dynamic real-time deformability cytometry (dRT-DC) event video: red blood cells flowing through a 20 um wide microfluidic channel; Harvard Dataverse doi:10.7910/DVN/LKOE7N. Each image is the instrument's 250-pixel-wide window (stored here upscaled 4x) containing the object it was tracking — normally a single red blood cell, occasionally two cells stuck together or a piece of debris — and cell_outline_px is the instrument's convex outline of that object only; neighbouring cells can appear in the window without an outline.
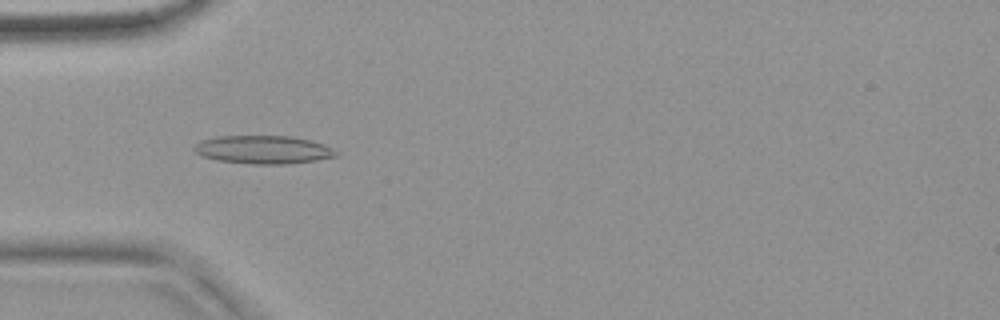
{"species": "common noctule bat (a hibernating species)", "species_latin": "Nyctalus noctula", "temperature_condition": "warm", "stored_images_in_passage": 45, "camera_frame_rate_fps": 3000, "um_per_image_px": 0.085, "animal": {"sex": "female", "body_mass_g": 18.4}, "frame": {"image": 1, "passage_image": 8, "time_ms": 2.333, "image_size_px": [1000, 320], "cell_outline_px": [[340, 156], [316, 160], [288, 164], [252, 164], [216, 160], [204, 156], [196, 152], [192, 148], [200, 140], [216, 136], [292, 136], [312, 140], [324, 144], [340, 152]], "centroid_in_image_um": [22.43, 12.72], "position_along_channel_um": 62.6, "area_um2": 23.58}}
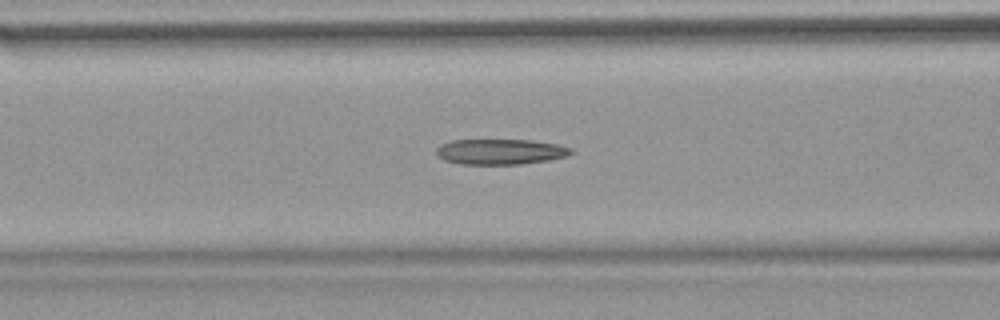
{"frame": {"image": 2, "passage_image": 13, "time_ms": 4.0, "image_size_px": [1000, 320], "cell_outline_px": [[572, 152], [568, 156], [548, 160], [520, 164], [460, 164], [444, 160], [436, 156], [436, 148], [440, 144], [452, 140], [532, 140], [556, 144], [572, 148]], "centroid_in_image_um": [42.49, 12.89], "position_along_channel_um": 124.1, "area_um2": 20.06}}
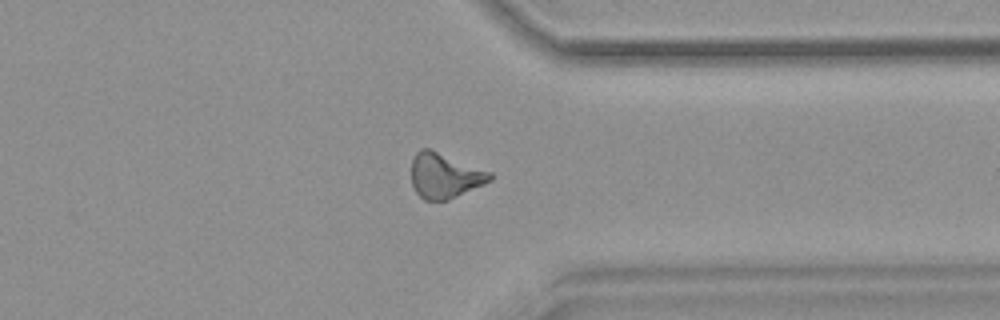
{"frame": {"image": 3, "passage_image": 33, "time_ms": 10.667, "image_size_px": [1000, 320], "cell_outline_px": [[492, 180], [484, 184], [448, 200], [424, 200], [416, 192], [412, 184], [412, 160], [416, 152], [420, 148], [432, 148], [492, 172]], "centroid_in_image_um": [37.8, 14.9], "position_along_channel_um": 373.6, "area_um2": 20.87}, "authors_computed_cell_mechanics": {"area_um2": 20.4612, "velocity_mm_per_s": 3.7894, "shape_relaxation_time_tau1_ms": null, "shape_relaxation_time_tau2_ms": 10.1663, "deformation_change_tau1": null, "deformation_change_tau2": 0.2764}}